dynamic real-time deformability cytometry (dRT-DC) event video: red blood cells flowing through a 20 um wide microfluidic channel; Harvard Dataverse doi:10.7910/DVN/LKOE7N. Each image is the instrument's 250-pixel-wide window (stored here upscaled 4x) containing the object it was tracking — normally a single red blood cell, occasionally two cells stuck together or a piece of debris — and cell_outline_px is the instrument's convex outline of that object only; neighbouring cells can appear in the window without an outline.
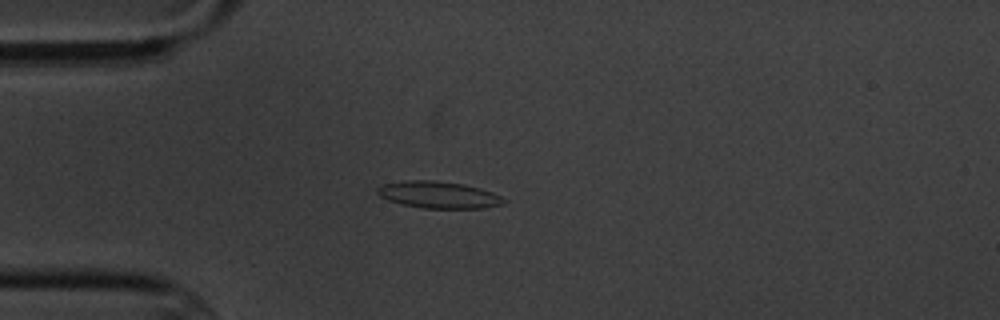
{"species": "common noctule bat (a hibernating species)", "species_latin": "Nyctalus noctula", "temperature_condition": "cold", "stored_images_in_passage": 12, "camera_frame_rate_fps": 3000, "um_per_image_px": 0.085, "animal": {"sex": "male", "body_mass_g": 20.1, "forearm_length_mm": 53.5}, "frame": {"image": 1, "passage_image": 4, "time_ms": 4.333, "image_size_px": [1000, 320], "cell_outline_px": [[508, 200], [504, 204], [484, 208], [424, 208], [400, 204], [388, 200], [380, 196], [376, 192], [376, 188], [380, 184], [408, 180], [432, 180], [464, 184], [480, 188], [492, 192]], "centroid_in_image_um": [37.26, 16.56], "position_along_channel_um": 47.7, "area_um2": 19.94}}
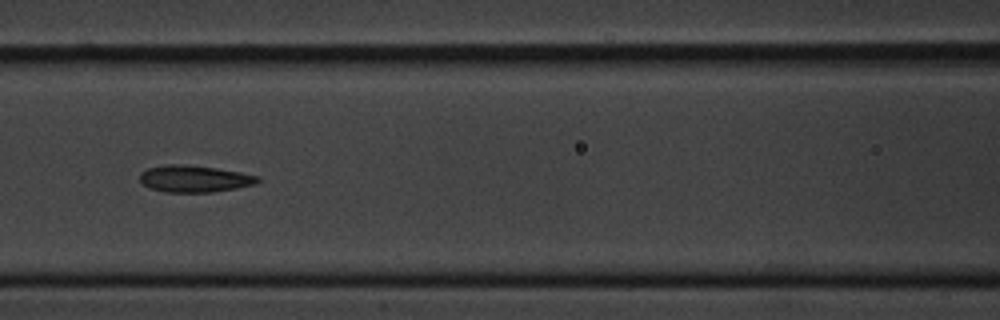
{"frame": {"image": 2, "passage_image": 7, "time_ms": 7.667, "image_size_px": [1000, 320], "cell_outline_px": [[260, 180], [256, 184], [236, 188], [212, 192], [164, 192], [148, 188], [140, 180], [140, 172], [148, 168], [168, 164], [184, 164], [216, 168], [240, 172], [260, 176]], "centroid_in_image_um": [16.52, 15.19], "position_along_channel_um": 150.1, "area_um2": 18.5}}
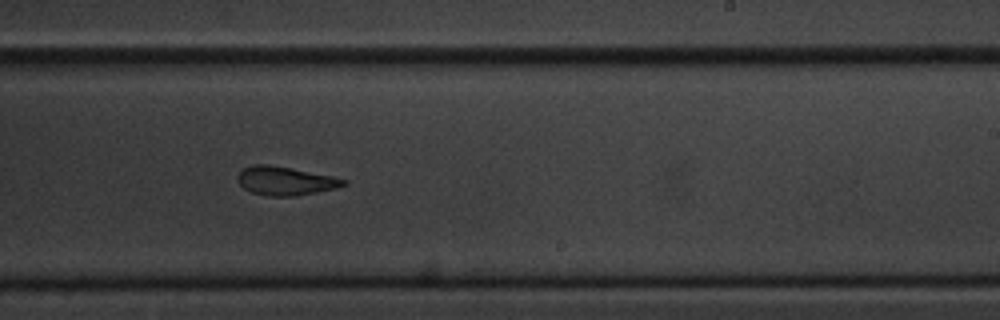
{"frame": {"image": 3, "passage_image": 10, "time_ms": 11.0, "image_size_px": [1000, 320], "cell_outline_px": [[348, 184], [336, 188], [296, 196], [268, 196], [252, 192], [244, 188], [236, 180], [236, 176], [244, 168], [252, 164], [268, 164], [332, 176], [348, 180]], "centroid_in_image_um": [24.24, 15.37], "position_along_channel_um": 264.8, "area_um2": 17.63}}